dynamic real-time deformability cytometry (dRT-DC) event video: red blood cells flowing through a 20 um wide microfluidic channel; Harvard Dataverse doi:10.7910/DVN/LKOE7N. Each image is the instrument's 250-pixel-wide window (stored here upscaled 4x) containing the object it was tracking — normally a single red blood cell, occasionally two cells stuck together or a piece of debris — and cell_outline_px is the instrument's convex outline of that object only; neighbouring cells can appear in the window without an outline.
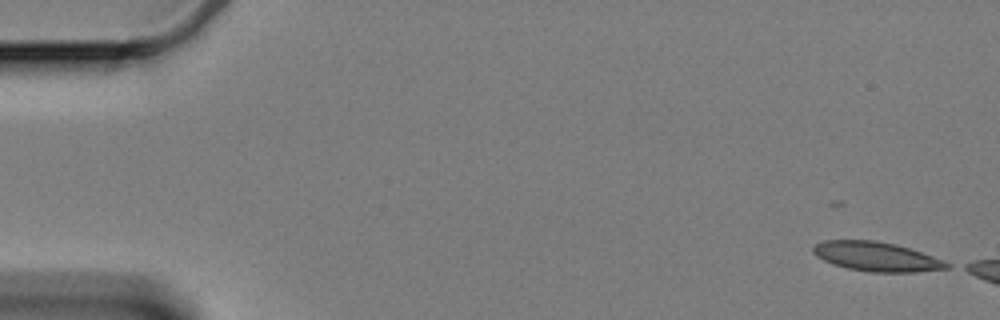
{"species": "Egyptian fruit bat (a non-hibernating species)", "species_latin": "Rousettus aegyptiacus", "temperature_condition": "cold", "stored_images_in_passage": 31, "camera_frame_rate_fps": 3000, "um_per_image_px": 0.085, "animal": {"sex": "female"}, "frame": {"image": 1, "passage_image": 1, "time_ms": 0.0, "image_size_px": [1000, 320], "cell_outline_px": [[952, 268], [916, 272], [872, 272], [848, 268], [832, 264], [816, 256], [812, 252], [812, 248], [816, 244], [824, 240], [876, 240], [896, 244], [932, 256], [952, 264]], "centroid_in_image_um": [74.5, 21.81], "position_along_channel_um": 10.5, "area_um2": 22.83}}
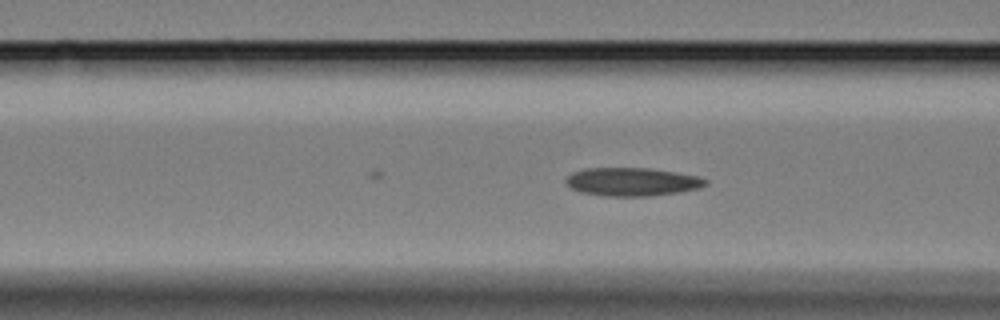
{"frame": {"image": 2, "passage_image": 22, "time_ms": 7.0, "image_size_px": [1000, 320], "cell_outline_px": [[708, 184], [700, 188], [680, 192], [648, 196], [604, 196], [580, 192], [572, 188], [564, 180], [572, 172], [584, 168], [648, 168], [676, 172], [700, 176], [708, 180]], "centroid_in_image_um": [53.76, 15.45], "position_along_channel_um": 112.8, "area_um2": 23.18}}
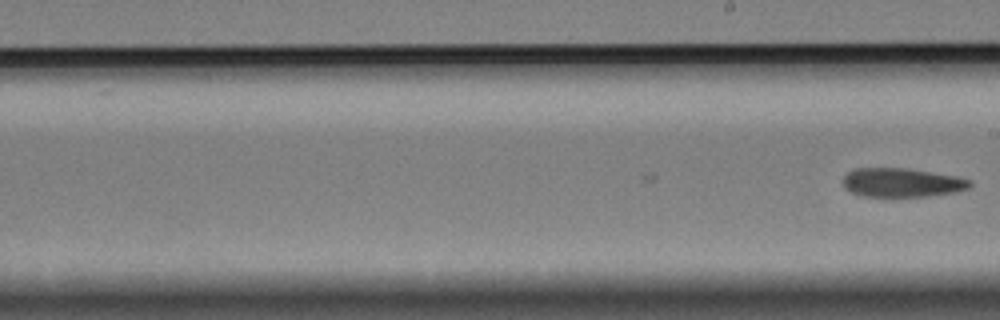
{"frame": {"image": 3, "passage_image": 31, "time_ms": 10.0, "image_size_px": [1000, 320], "cell_outline_px": [[972, 184], [968, 188], [956, 192], [928, 196], [860, 196], [844, 188], [844, 176], [852, 168], [908, 168], [956, 176], [972, 180]], "centroid_in_image_um": [76.66, 15.51], "position_along_channel_um": 212.3, "area_um2": 21.44}}